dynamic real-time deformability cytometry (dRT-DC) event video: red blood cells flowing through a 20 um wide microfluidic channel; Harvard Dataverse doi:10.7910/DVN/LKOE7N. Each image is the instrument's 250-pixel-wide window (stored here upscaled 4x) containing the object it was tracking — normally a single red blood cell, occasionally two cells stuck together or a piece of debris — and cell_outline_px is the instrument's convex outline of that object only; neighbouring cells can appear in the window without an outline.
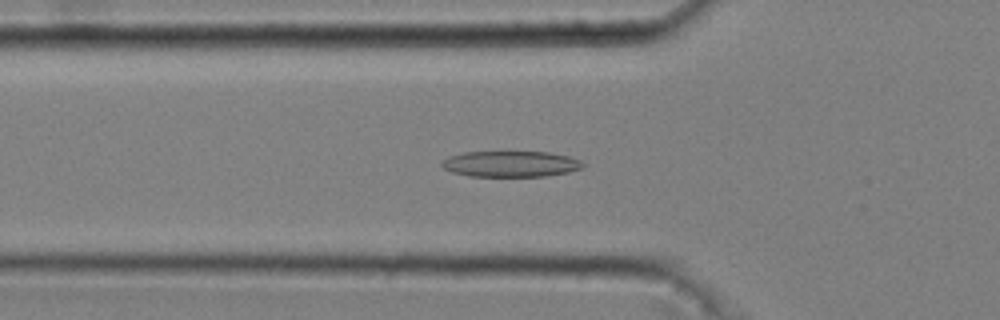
{"species": "common noctule bat (a hibernating species)", "species_latin": "Nyctalus noctula", "temperature_condition": "cold", "stored_images_in_passage": 52, "camera_frame_rate_fps": 3000, "um_per_image_px": 0.085, "animal": {"sex": "male", "body_mass_g": 20.4}, "frame": {"image": 1, "passage_image": 18, "time_ms": 5.667, "image_size_px": [1000, 320], "cell_outline_px": [[584, 164], [580, 168], [568, 172], [544, 176], [468, 176], [452, 172], [444, 168], [440, 164], [448, 156], [464, 152], [548, 152], [568, 156], [580, 160]], "centroid_in_image_um": [43.38, 13.93], "position_along_channel_um": 82.4, "area_um2": 21.15}}
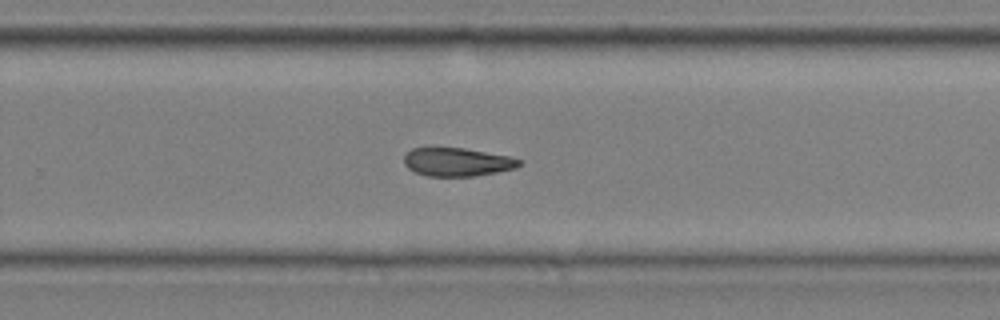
{"frame": {"image": 2, "passage_image": 35, "time_ms": 11.333, "image_size_px": [1000, 320], "cell_outline_px": [[524, 164], [516, 168], [476, 176], [428, 176], [416, 172], [408, 168], [404, 164], [404, 156], [412, 148], [464, 148], [512, 156], [524, 160]], "centroid_in_image_um": [38.94, 13.77], "position_along_channel_um": 290.9, "area_um2": 19.25}}
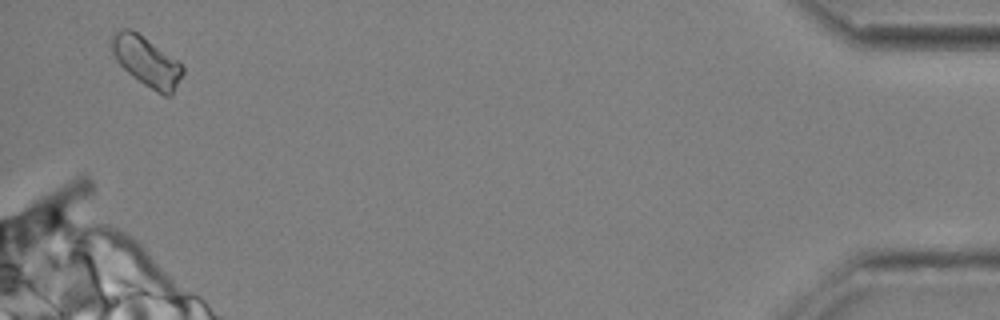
{"frame": {"image": 3, "passage_image": 51, "time_ms": 16.667, "image_size_px": [1000, 320], "cell_outline_px": [[184, 72], [172, 92], [168, 96], [164, 96], [156, 92], [132, 76], [116, 60], [108, 44], [112, 36], [120, 28], [132, 28], [176, 60], [184, 68]], "centroid_in_image_um": [12.4, 5.19], "position_along_channel_um": 422.8, "area_um2": 20.35}, "authors_computed_cell_mechanics": {"area_um2": 20.3745, "velocity_mm_per_s": 3.6817, "shape_relaxation_time_tau1_ms": 8.0139, "shape_relaxation_time_tau2_ms": 6.2647, "deformation_change_tau1": 0.168, "deformation_change_tau2": 0.1514}}